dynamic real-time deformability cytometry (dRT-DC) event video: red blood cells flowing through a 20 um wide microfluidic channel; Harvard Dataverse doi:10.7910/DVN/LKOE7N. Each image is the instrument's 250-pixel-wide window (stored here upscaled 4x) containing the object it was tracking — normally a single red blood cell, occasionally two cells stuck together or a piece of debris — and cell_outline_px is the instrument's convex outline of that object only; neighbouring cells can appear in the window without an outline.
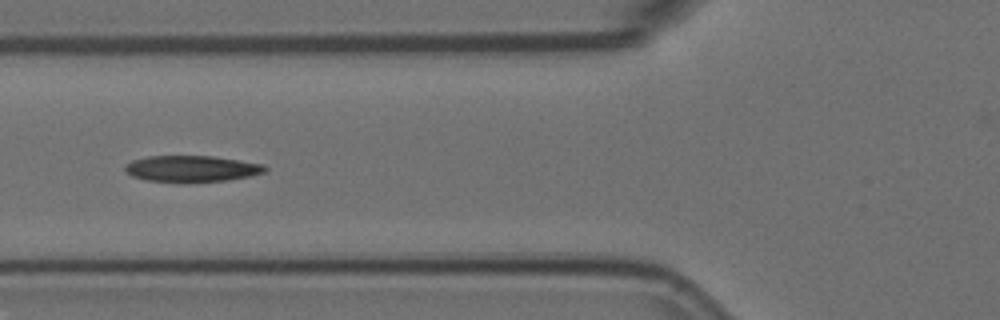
{"species": "Egyptian fruit bat (a non-hibernating species)", "species_latin": "Rousettus aegyptiacus", "temperature_condition": "room temperature", "stored_images_in_passage": 9, "segment_of_instrument_passage": [1, 2], "camera_frame_rate_fps": 3000, "um_per_image_px": 0.085, "animal": {"sex": "female"}, "frame": {"image": 1, "passage_image": 4, "time_ms": 1.0, "image_size_px": [1000, 320], "cell_outline_px": [[268, 168], [264, 172], [252, 176], [228, 180], [148, 180], [132, 176], [124, 168], [124, 164], [132, 160], [148, 156], [212, 156], [264, 164]], "centroid_in_image_um": [16.32, 14.3], "position_along_channel_um": 109.5, "area_um2": 20.75}}
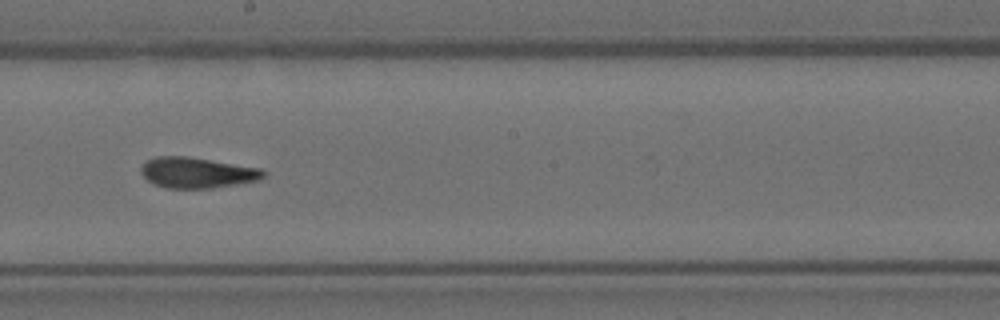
{"frame": {"image": 2, "passage_image": 7, "time_ms": 2.0, "image_size_px": [1000, 320], "cell_outline_px": [[268, 172], [260, 180], [212, 188], [168, 188], [152, 184], [140, 172], [140, 168], [148, 160], [156, 156], [188, 156], [260, 168]], "centroid_in_image_um": [16.76, 14.67], "position_along_channel_um": 231.4, "area_um2": 21.91}}
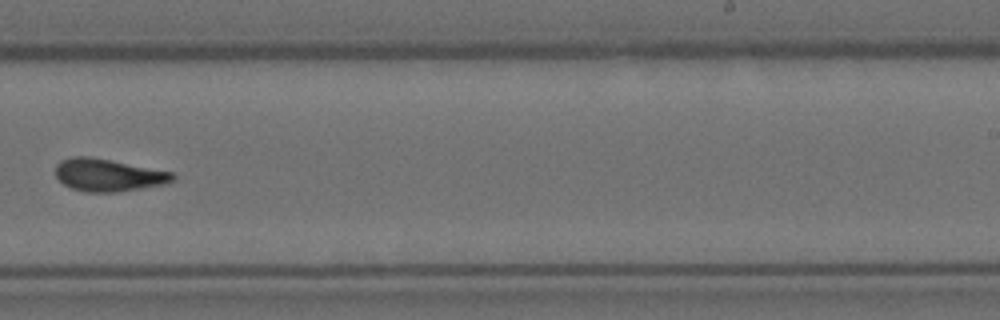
{"frame": {"image": 3, "passage_image": 8, "time_ms": 2.333, "image_size_px": [1000, 320], "cell_outline_px": [[176, 176], [172, 180], [164, 184], [116, 192], [84, 192], [72, 188], [64, 184], [56, 176], [56, 164], [60, 160], [72, 156], [88, 156], [172, 172]], "centroid_in_image_um": [9.15, 14.88], "position_along_channel_um": 279.8, "area_um2": 21.91}}